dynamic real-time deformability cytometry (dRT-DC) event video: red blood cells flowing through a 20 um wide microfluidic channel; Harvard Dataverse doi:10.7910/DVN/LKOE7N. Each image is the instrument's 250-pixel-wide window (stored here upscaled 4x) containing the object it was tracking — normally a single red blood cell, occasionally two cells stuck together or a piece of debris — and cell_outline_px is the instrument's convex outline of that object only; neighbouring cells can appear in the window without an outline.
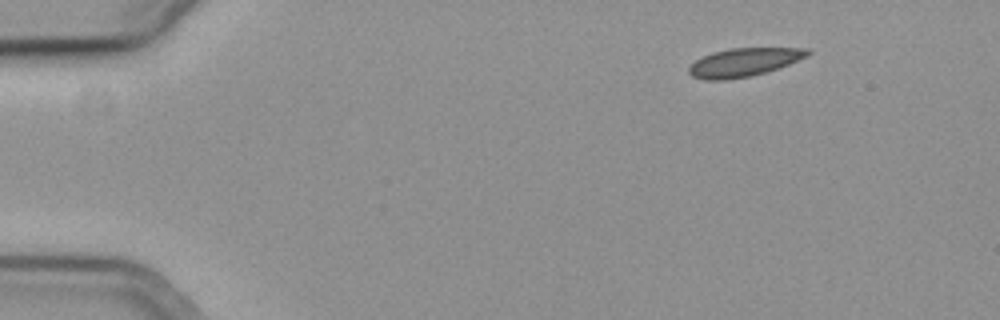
{"species": "common noctule bat (a hibernating species)", "species_latin": "Nyctalus noctula", "temperature_condition": "cold", "stored_images_in_passage": 50, "camera_frame_rate_fps": 3000, "um_per_image_px": 0.085, "animal": {"sex": "female", "body_mass_g": 19.3, "forearm_length_mm": 54.1}, "frame": {"image": 1, "passage_image": 1, "time_ms": 0.0, "image_size_px": [1000, 320], "cell_outline_px": [[812, 52], [808, 56], [788, 64], [764, 72], [748, 76], [724, 80], [704, 80], [692, 76], [688, 72], [688, 68], [696, 60], [712, 52], [732, 48], [812, 48]], "centroid_in_image_um": [63.24, 5.28], "position_along_channel_um": 21.8, "area_um2": 19.42}}
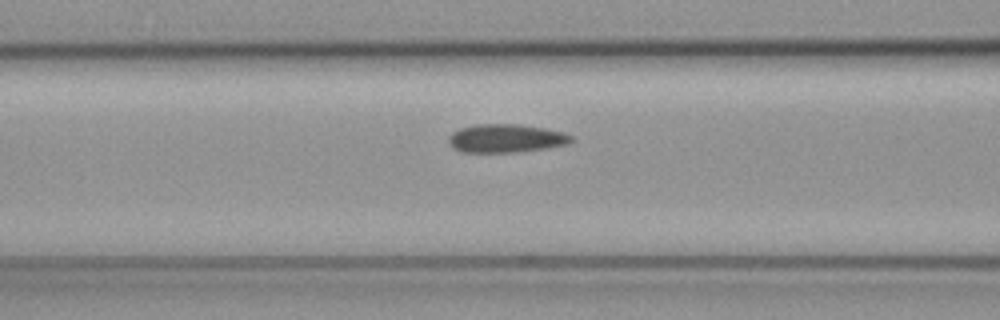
{"frame": {"image": 2, "passage_image": 17, "time_ms": 5.333, "image_size_px": [1000, 320], "cell_outline_px": [[572, 140], [568, 144], [544, 148], [512, 152], [460, 152], [452, 148], [448, 144], [448, 136], [452, 132], [460, 128], [476, 124], [520, 124], [544, 128], [564, 132], [572, 136]], "centroid_in_image_um": [42.95, 11.75], "position_along_channel_um": 123.7, "area_um2": 20.35}}
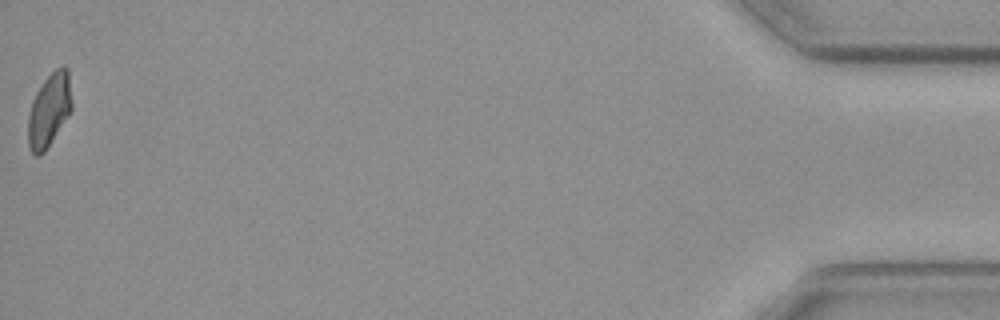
{"frame": {"image": 3, "passage_image": 50, "time_ms": 16.333, "image_size_px": [1000, 320], "cell_outline_px": [[72, 108], [52, 140], [44, 152], [40, 156], [36, 156], [32, 152], [28, 144], [28, 116], [32, 100], [36, 92], [44, 80], [56, 68], [64, 64], [68, 68], [72, 104]], "centroid_in_image_um": [4.17, 9.33], "position_along_channel_um": 431.0, "area_um2": 18.55}}